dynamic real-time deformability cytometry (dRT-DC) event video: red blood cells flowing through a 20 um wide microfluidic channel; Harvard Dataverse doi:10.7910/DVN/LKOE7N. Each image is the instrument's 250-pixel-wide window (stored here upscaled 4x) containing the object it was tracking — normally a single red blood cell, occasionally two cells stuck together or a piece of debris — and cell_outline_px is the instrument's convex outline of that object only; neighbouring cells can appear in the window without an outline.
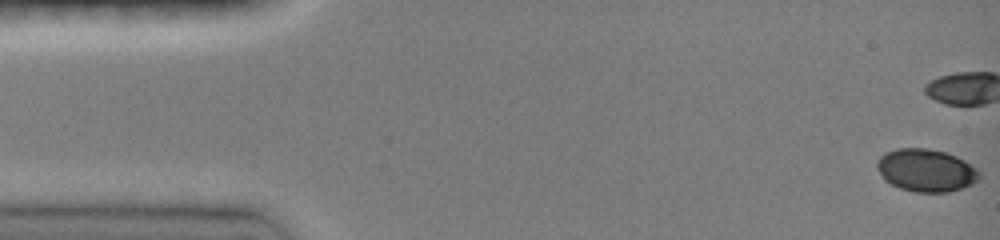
{"species": "common noctule bat (a hibernating species)", "species_latin": "Nyctalus noctula", "temperature_condition": "room temperature", "stored_images_in_passage": 39, "camera_frame_rate_fps": 3000, "um_per_image_px": 0.085, "animal": {"sex": "female", "body_mass_g": 19.0, "forearm_length_mm": 51.5}, "frame": {"image": 1, "passage_image": 1, "time_ms": 0.0, "image_size_px": [1000, 240], "cell_outline_px": [[980, 180], [972, 184], [948, 192], [916, 192], [900, 188], [884, 180], [876, 168], [876, 160], [884, 152], [896, 148], [928, 148], [944, 152], [956, 156], [964, 160], [976, 168], [980, 172]], "centroid_in_image_um": [78.69, 14.47], "position_along_channel_um": 6.3, "area_um2": 25.61}, "authors_computed_cell_mechanics": {"area_um2": 29.3624, "velocity_mm_per_s": 4.0729, "shape_relaxation_time_tau1_ms": null, "shape_relaxation_time_tau2_ms": 11.1849, "deformation_change_tau1": null, "deformation_change_tau2": 0.0781}}